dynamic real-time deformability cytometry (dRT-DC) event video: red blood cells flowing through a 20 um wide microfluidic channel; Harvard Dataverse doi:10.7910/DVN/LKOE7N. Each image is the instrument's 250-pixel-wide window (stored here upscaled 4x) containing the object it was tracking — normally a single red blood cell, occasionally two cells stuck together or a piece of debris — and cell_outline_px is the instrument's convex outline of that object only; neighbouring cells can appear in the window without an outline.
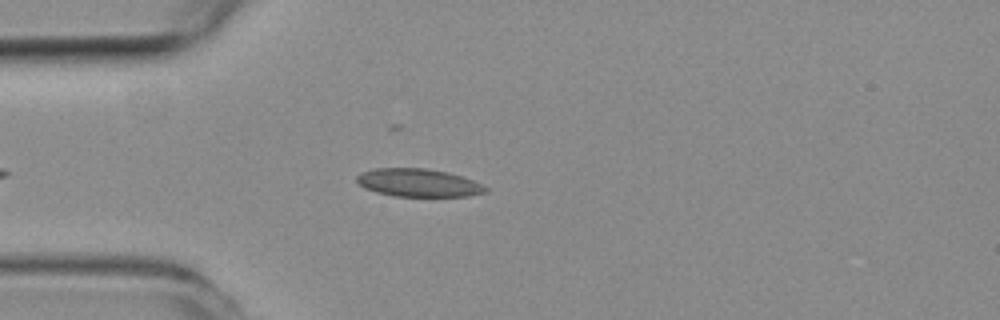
{"species": "common noctule bat (a hibernating species)", "species_latin": "Nyctalus noctula", "temperature_condition": "room temperature", "stored_images_in_passage": 42, "camera_frame_rate_fps": 3000, "um_per_image_px": 0.085, "animal": {"sex": "female", "body_mass_g": 19.3, "forearm_length_mm": 54.1}, "frame": {"image": 1, "passage_image": 7, "time_ms": 2.0, "image_size_px": [1000, 320], "cell_outline_px": [[488, 192], [468, 196], [392, 196], [376, 192], [364, 188], [356, 180], [356, 176], [360, 172], [372, 168], [428, 168], [448, 172], [472, 180], [488, 188]], "centroid_in_image_um": [35.53, 15.53], "position_along_channel_um": 49.5, "area_um2": 21.1}}
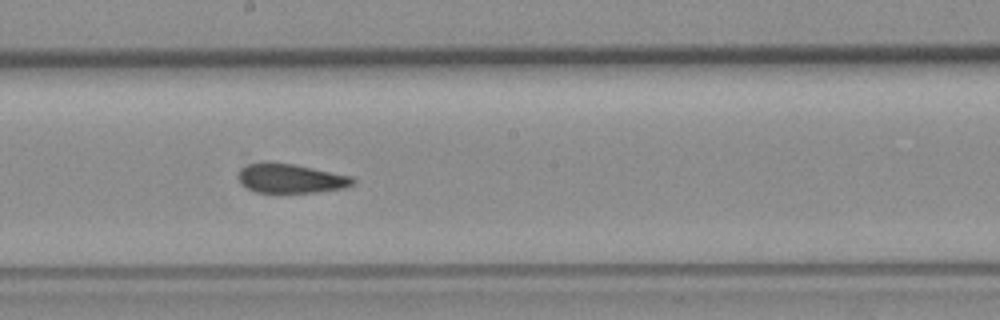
{"frame": {"image": 2, "passage_image": 21, "time_ms": 6.667, "image_size_px": [1000, 320], "cell_outline_px": [[356, 184], [344, 188], [316, 192], [256, 192], [240, 184], [236, 176], [240, 168], [248, 164], [292, 164], [352, 176], [356, 180]], "centroid_in_image_um": [24.73, 15.19], "position_along_channel_um": 223.5, "area_um2": 19.19}}
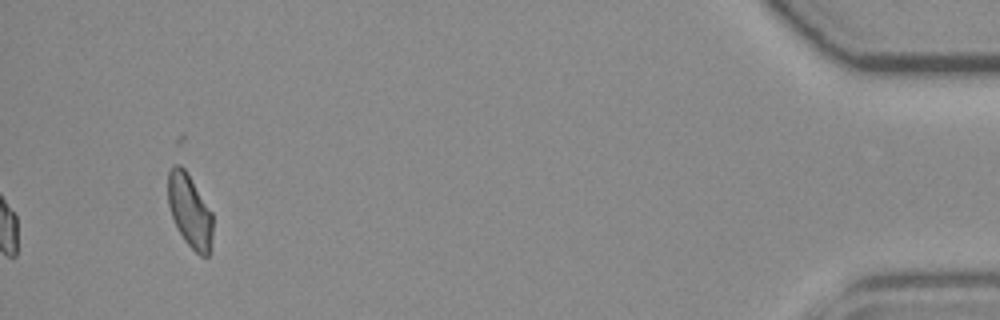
{"frame": {"image": 3, "passage_image": 42, "time_ms": 13.667, "image_size_px": [1000, 320], "cell_outline_px": [[212, 248], [208, 256], [200, 256], [184, 240], [176, 228], [168, 204], [168, 172], [176, 164], [180, 164], [184, 168], [212, 212]], "centroid_in_image_um": [16.13, 17.96], "position_along_channel_um": 419.1, "area_um2": 19.07}}